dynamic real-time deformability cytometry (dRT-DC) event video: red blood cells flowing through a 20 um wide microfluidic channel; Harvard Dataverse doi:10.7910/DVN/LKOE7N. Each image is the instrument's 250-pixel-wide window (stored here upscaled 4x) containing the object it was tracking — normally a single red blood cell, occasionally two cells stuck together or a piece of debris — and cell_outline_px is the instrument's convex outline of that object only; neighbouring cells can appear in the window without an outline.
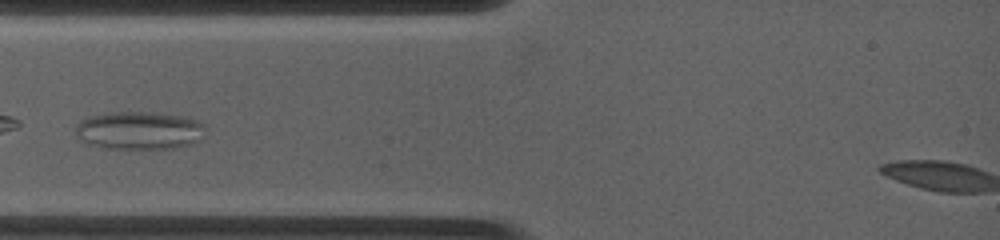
{"species": "common noctule bat (a hibernating species)", "species_latin": "Nyctalus noctula", "temperature_condition": "warm", "stored_images_in_passage": 32, "camera_frame_rate_fps": 4500, "um_per_image_px": 0.085, "animal": {"sex": "female", "body_mass_g": 19.0, "forearm_length_mm": 53.3}, "frame": {"image": 1, "passage_image": 3, "time_ms": 0.889, "image_size_px": [1000, 240], "cell_outline_px": [[204, 128], [200, 140], [192, 144], [172, 148], [104, 148], [88, 144], [80, 140], [76, 136], [76, 124], [80, 120], [88, 116], [108, 112], [152, 112], [188, 116], [204, 124]], "centroid_in_image_um": [11.81, 11.07], "position_along_channel_um": 73.2, "area_um2": 29.02}}
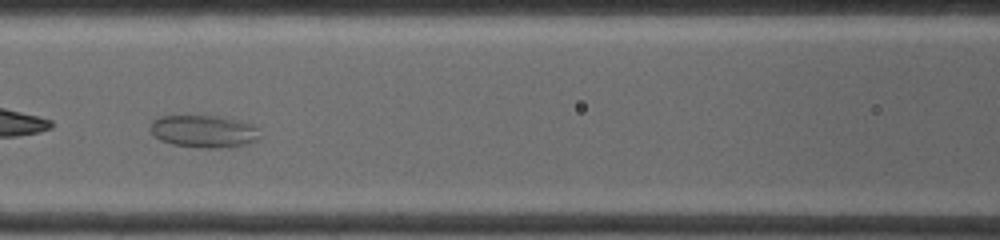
{"frame": {"image": 2, "passage_image": 9, "time_ms": 2.889, "image_size_px": [1000, 240], "cell_outline_px": [[260, 136], [256, 140], [248, 144], [220, 148], [196, 148], [172, 144], [160, 140], [152, 136], [148, 128], [152, 120], [160, 116], [224, 116], [256, 124], [260, 128]], "centroid_in_image_um": [17.34, 11.16], "position_along_channel_um": 149.3, "area_um2": 21.39}}
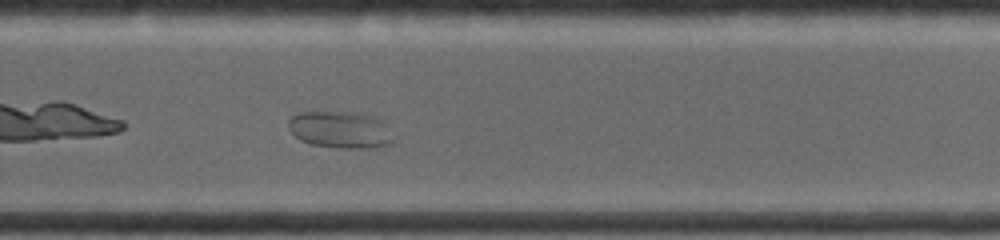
{"frame": {"image": 3, "passage_image": 23, "time_ms": 6.889, "image_size_px": [1000, 240], "cell_outline_px": [[392, 144], [376, 148], [336, 148], [312, 144], [300, 140], [288, 128], [288, 120], [292, 116], [300, 112], [356, 112], [372, 116], [384, 120], [388, 124], [392, 140]], "centroid_in_image_um": [28.96, 11.03], "position_along_channel_um": 300.8, "area_um2": 22.83}}